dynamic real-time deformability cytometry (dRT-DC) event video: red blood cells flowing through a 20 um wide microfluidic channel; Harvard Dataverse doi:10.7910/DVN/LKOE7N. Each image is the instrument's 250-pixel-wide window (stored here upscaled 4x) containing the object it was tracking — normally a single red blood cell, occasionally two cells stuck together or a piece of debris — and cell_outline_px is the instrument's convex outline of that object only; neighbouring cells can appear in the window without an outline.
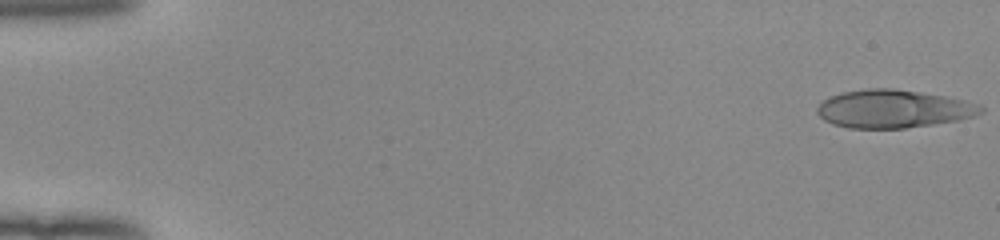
{"species": "human", "species_latin": "Homo sapiens", "temperature_condition": "room temperature", "stored_images_in_passage": 53, "segment_of_instrument_passage": [1, 2], "camera_frame_rate_fps": 3000, "um_per_image_px": 0.085, "donor": {"sex": "female"}, "frame": {"image": 1, "passage_image": 1, "time_ms": 0.0, "image_size_px": [1000, 240], "cell_outline_px": [[984, 112], [976, 116], [960, 120], [904, 128], [848, 128], [832, 124], [824, 120], [816, 112], [816, 108], [824, 100], [840, 92], [868, 88], [892, 88], [920, 92], [944, 96], [964, 100], [980, 104], [984, 108]], "centroid_in_image_um": [75.95, 9.25], "position_along_channel_um": 9.0, "area_um2": 36.41}}
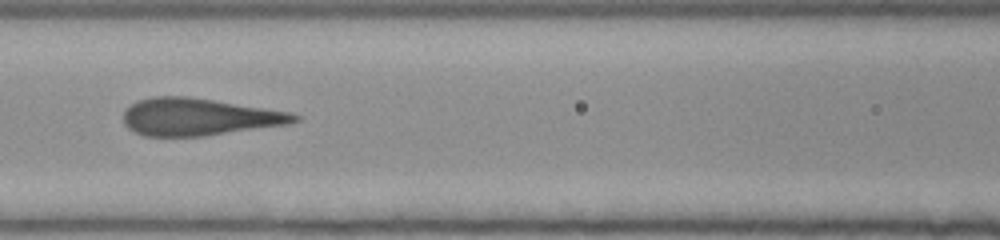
{"frame": {"image": 2, "passage_image": 24, "time_ms": 7.667, "image_size_px": [1000, 240], "cell_outline_px": [[300, 120], [288, 124], [204, 136], [144, 136], [128, 128], [124, 124], [124, 108], [128, 104], [136, 100], [152, 96], [184, 96], [212, 100], [288, 112], [300, 116]], "centroid_in_image_um": [16.83, 9.93], "position_along_channel_um": 149.8, "area_um2": 36.93}}
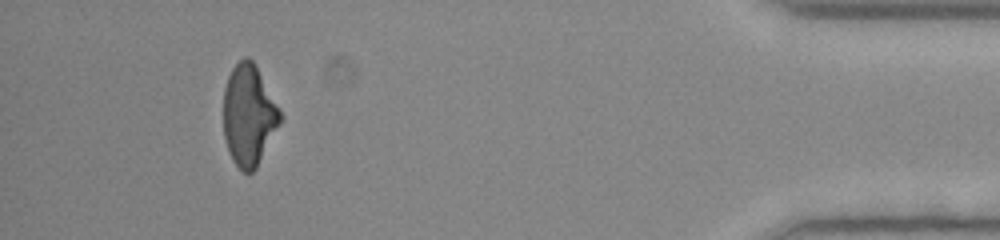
{"frame": {"image": 3, "passage_image": 48, "time_ms": 15.667, "image_size_px": [1000, 240], "cell_outline_px": [[284, 120], [256, 168], [252, 172], [244, 172], [232, 160], [228, 152], [224, 136], [224, 88], [228, 76], [232, 68], [244, 56], [248, 56], [252, 60], [280, 108], [284, 116]], "centroid_in_image_um": [21.18, 9.81], "position_along_channel_um": 414.0, "area_um2": 33.7}}